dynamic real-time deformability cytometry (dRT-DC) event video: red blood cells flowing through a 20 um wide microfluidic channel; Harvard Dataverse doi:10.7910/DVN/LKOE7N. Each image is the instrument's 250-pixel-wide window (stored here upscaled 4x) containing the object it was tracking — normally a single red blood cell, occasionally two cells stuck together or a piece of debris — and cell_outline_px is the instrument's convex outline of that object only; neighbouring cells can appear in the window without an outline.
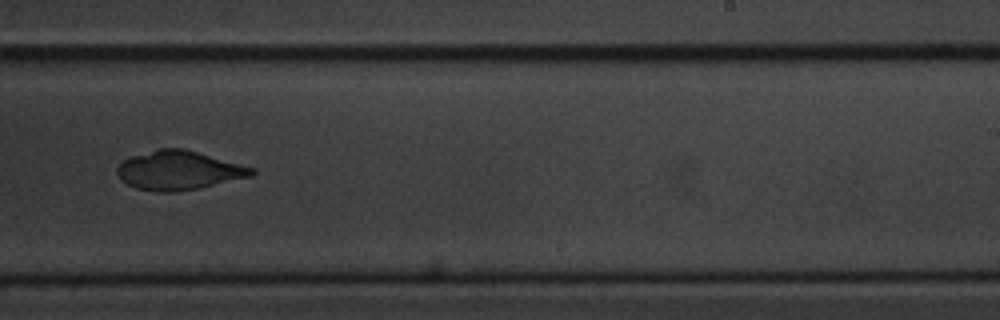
{"species": "common noctule bat (a hibernating species)", "species_latin": "Nyctalus noctula", "temperature_condition": "cold", "stored_images_in_passage": 12, "camera_frame_rate_fps": 3000, "um_per_image_px": 0.085, "animal": {"sex": "male", "body_mass_g": 20.1, "forearm_length_mm": 53.5}, "frame": {"image": 1, "passage_image": 9, "time_ms": 10.0, "image_size_px": [1000, 320], "cell_outline_px": [[256, 172], [252, 176], [196, 188], [172, 192], [160, 192], [136, 188], [128, 184], [116, 172], [116, 168], [124, 160], [132, 156], [160, 148], [184, 148], [256, 168]], "centroid_in_image_um": [15.22, 14.47], "position_along_channel_um": 273.8, "area_um2": 30.17}}
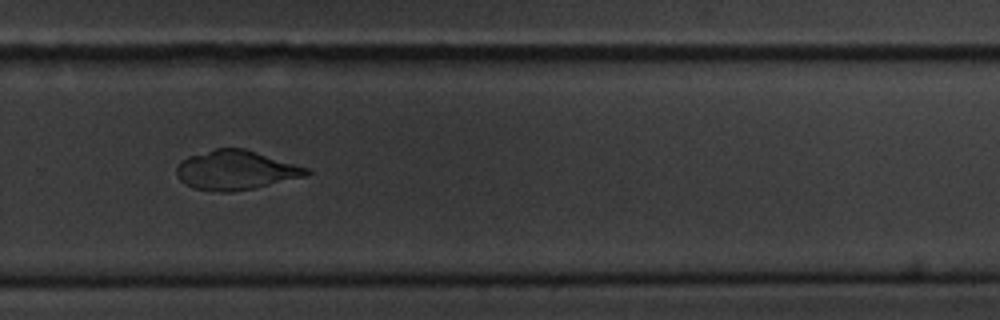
{"frame": {"image": 2, "passage_image": 10, "time_ms": 11.0, "image_size_px": [1000, 320], "cell_outline_px": [[312, 172], [308, 176], [252, 188], [232, 192], [220, 192], [192, 188], [180, 180], [176, 172], [176, 168], [180, 160], [188, 156], [216, 148], [244, 148], [312, 168]], "centroid_in_image_um": [20.08, 14.45], "position_along_channel_um": 309.7, "area_um2": 30.06}}
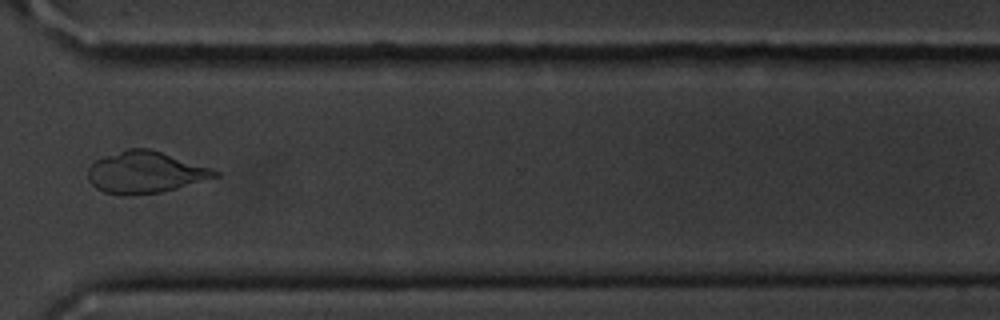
{"frame": {"image": 3, "passage_image": 11, "time_ms": 12.333, "image_size_px": [1000, 320], "cell_outline_px": [[220, 176], [176, 188], [160, 192], [128, 196], [124, 196], [104, 192], [96, 188], [88, 180], [88, 168], [96, 160], [104, 156], [128, 148], [148, 148], [220, 172]], "centroid_in_image_um": [12.29, 14.66], "position_along_channel_um": 358.3, "area_um2": 30.4}}